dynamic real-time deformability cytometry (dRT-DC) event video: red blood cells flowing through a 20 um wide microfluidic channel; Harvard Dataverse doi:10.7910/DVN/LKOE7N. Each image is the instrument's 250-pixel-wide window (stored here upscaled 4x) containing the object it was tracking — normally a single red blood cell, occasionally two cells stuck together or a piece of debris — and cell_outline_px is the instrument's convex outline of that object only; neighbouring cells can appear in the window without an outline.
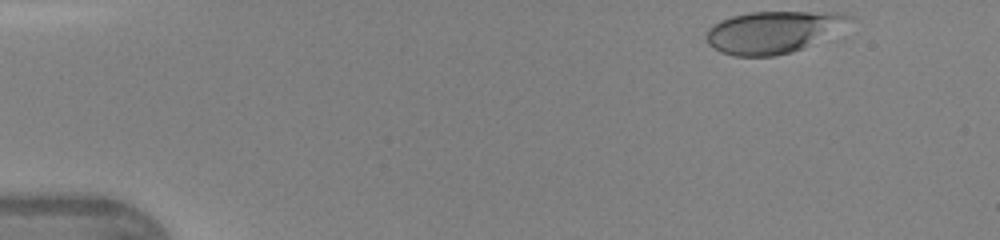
{"species": "human", "species_latin": "Homo sapiens", "temperature_condition": "warm", "stored_images_in_passage": 12, "camera_frame_rate_fps": 3000, "um_per_image_px": 0.085, "donor": {"sex": "female"}, "frame": {"image": 1, "passage_image": 1, "time_ms": 0.0, "image_size_px": [1000, 240], "cell_outline_px": [[852, 16], [800, 48], [792, 52], [772, 56], [736, 56], [720, 52], [708, 44], [704, 36], [708, 28], [712, 24], [720, 20], [732, 16], [748, 12], [844, 12]], "centroid_in_image_um": [65.45, 2.71], "position_along_channel_um": 19.6, "area_um2": 33.58}}
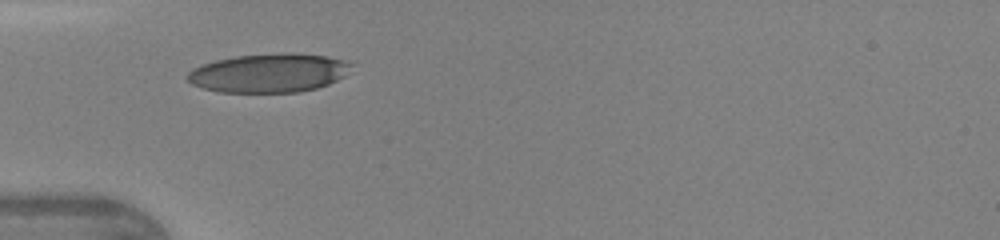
{"frame": {"image": 2, "passage_image": 8, "time_ms": 2.333, "image_size_px": [1000, 240], "cell_outline_px": [[352, 64], [344, 76], [328, 84], [316, 88], [300, 92], [220, 92], [204, 88], [192, 84], [184, 76], [192, 68], [216, 60], [236, 56], [280, 52], [292, 52], [328, 56], [344, 60]], "centroid_in_image_um": [22.84, 6.19], "position_along_channel_um": 62.2, "area_um2": 37.17}}